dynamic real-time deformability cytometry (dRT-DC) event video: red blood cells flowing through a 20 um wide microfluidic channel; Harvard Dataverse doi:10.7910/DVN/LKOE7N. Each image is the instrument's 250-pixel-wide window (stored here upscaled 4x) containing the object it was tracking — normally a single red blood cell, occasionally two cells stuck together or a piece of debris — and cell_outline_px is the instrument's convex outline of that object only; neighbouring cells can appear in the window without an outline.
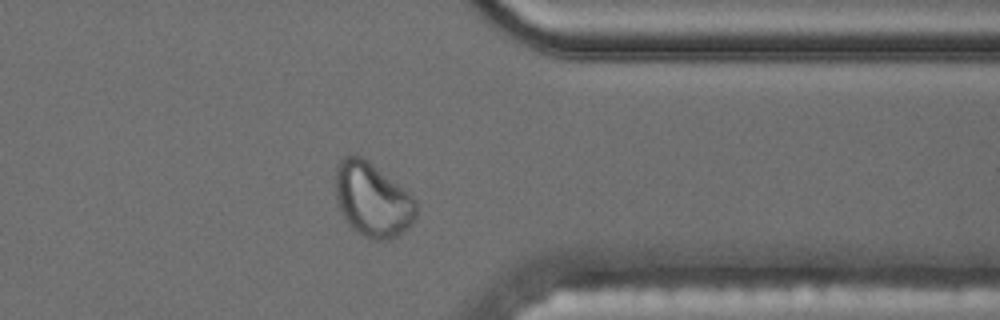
{"species": "common noctule bat (a hibernating species)", "species_latin": "Nyctalus noctula", "temperature_condition": "cold", "stored_images_in_passage": 42, "camera_frame_rate_fps": 3000, "um_per_image_px": 0.085, "animal": {"sex": "male", "body_mass_g": 17.5, "forearm_length_mm": 52.3}, "frame": {"image": 1, "passage_image": 30, "time_ms": 9.667, "image_size_px": [1000, 320], "cell_outline_px": [[416, 216], [412, 224], [392, 240], [372, 240], [352, 228], [348, 224], [336, 200], [336, 168], [340, 160], [344, 156], [352, 152], [360, 156], [408, 192], [416, 200]], "centroid_in_image_um": [31.65, 16.99], "position_along_channel_um": 379.7, "area_um2": 34.51}}